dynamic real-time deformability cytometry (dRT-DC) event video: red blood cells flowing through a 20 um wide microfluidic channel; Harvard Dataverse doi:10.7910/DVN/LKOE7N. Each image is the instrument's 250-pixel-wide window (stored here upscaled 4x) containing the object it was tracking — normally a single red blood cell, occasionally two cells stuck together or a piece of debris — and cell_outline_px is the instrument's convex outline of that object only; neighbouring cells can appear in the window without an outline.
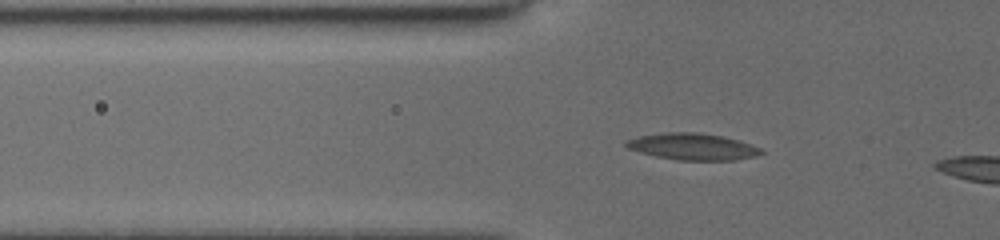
{"species": "common noctule bat (a hibernating species)", "species_latin": "Nyctalus noctula", "temperature_condition": "cold", "stored_images_in_passage": 13, "camera_frame_rate_fps": 3000, "um_per_image_px": 0.085, "animal": {"sex": "female", "body_mass_g": 19.5, "forearm_length_mm": 54.1}, "frame": {"image": 1, "passage_image": 11, "time_ms": 3.333, "image_size_px": [1000, 240], "cell_outline_px": [[764, 152], [756, 156], [732, 160], [676, 160], [656, 156], [640, 152], [628, 148], [624, 144], [624, 140], [640, 136], [668, 132], [696, 132], [724, 136], [760, 148]], "centroid_in_image_um": [58.84, 12.46], "position_along_channel_um": 67.0, "area_um2": 20.75}}